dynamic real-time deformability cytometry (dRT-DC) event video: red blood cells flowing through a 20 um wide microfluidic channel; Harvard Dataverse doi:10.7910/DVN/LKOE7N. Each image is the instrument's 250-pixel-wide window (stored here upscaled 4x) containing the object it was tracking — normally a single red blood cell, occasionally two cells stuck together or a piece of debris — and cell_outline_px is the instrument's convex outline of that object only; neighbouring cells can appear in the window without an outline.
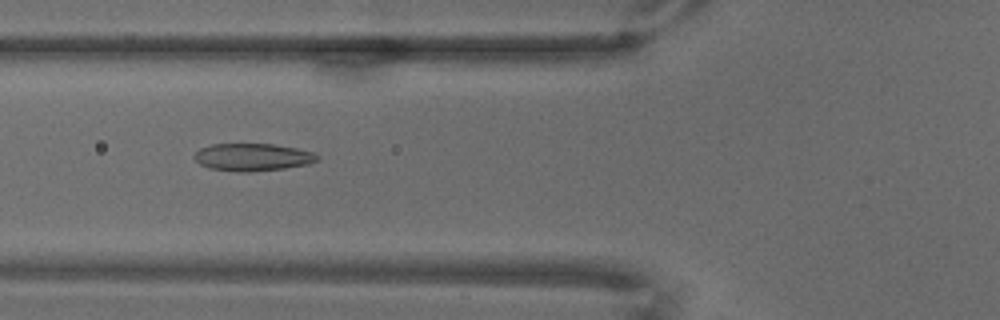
{"species": "common noctule bat (a hibernating species)", "species_latin": "Nyctalus noctula", "temperature_condition": "warm", "stored_images_in_passage": 71, "camera_frame_rate_fps": 3000, "um_per_image_px": 0.085, "animal": {"sex": "male", "body_mass_g": 18.8}, "frame": {"image": 1, "passage_image": 27, "time_ms": 8.667, "image_size_px": [1000, 320], "cell_outline_px": [[320, 160], [308, 164], [284, 168], [248, 172], [240, 172], [208, 168], [200, 164], [192, 156], [200, 148], [212, 144], [272, 144], [296, 148], [312, 152], [320, 156]], "centroid_in_image_um": [21.47, 13.36], "position_along_channel_um": 104.3, "area_um2": 19.71}}
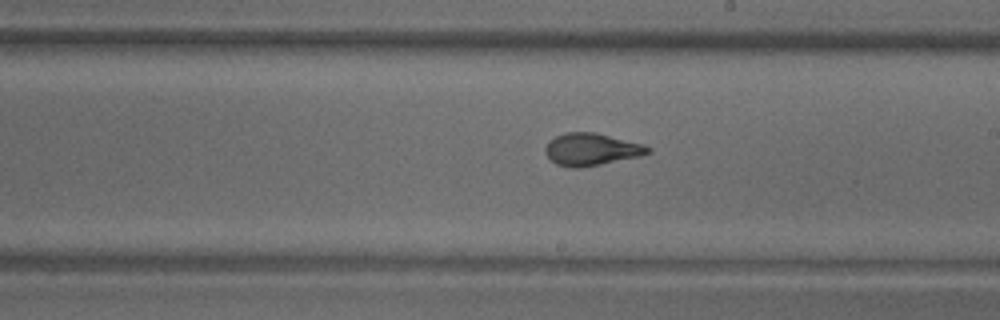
{"frame": {"image": 2, "passage_image": 41, "time_ms": 13.333, "image_size_px": [1000, 320], "cell_outline_px": [[652, 152], [640, 156], [580, 168], [572, 168], [556, 164], [544, 152], [544, 148], [548, 140], [564, 132], [592, 132], [644, 144], [652, 148]], "centroid_in_image_um": [50.25, 12.69], "position_along_channel_um": 238.7, "area_um2": 19.31}}
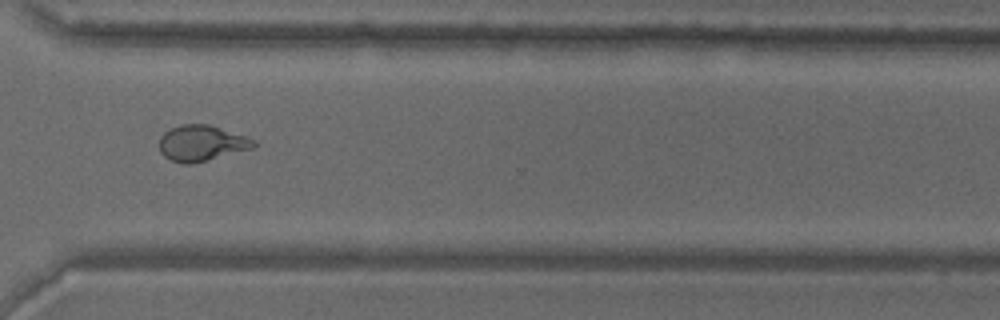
{"frame": {"image": 3, "passage_image": 53, "time_ms": 17.333, "image_size_px": [1000, 320], "cell_outline_px": [[256, 148], [192, 164], [184, 164], [172, 160], [164, 156], [160, 152], [160, 136], [164, 132], [180, 124], [208, 124], [248, 136], [256, 140]], "centroid_in_image_um": [17.18, 12.17], "position_along_channel_um": 353.4, "area_um2": 19.94}}